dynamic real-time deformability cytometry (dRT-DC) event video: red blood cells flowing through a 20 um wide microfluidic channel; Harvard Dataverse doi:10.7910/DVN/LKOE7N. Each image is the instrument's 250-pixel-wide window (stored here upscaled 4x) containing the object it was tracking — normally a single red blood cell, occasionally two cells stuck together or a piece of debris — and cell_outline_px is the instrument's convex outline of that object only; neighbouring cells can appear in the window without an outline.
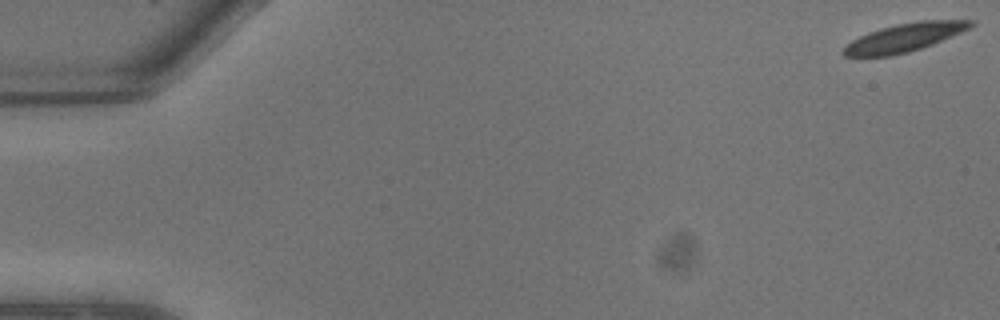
{"species": "common noctule bat (a hibernating species)", "species_latin": "Nyctalus noctula", "temperature_condition": "warm", "stored_images_in_passage": 7, "camera_frame_rate_fps": 3000, "um_per_image_px": 0.085, "animal": {"sex": "male", "body_mass_g": 13.3}, "frame": {"image": 1, "passage_image": 1, "time_ms": 0.0, "image_size_px": [1000, 320], "cell_outline_px": [[976, 24], [960, 32], [932, 44], [908, 52], [892, 56], [844, 56], [840, 52], [852, 40], [868, 32], [880, 28], [896, 24], [920, 20], [976, 20]], "centroid_in_image_um": [76.86, 3.18], "position_along_channel_um": 8.1, "area_um2": 20.81}}